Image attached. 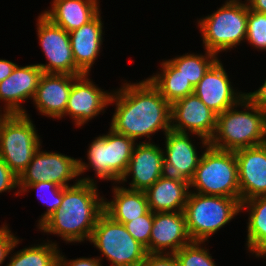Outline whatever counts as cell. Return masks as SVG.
<instances>
[{
    "label": "cell",
    "mask_w": 266,
    "mask_h": 266,
    "mask_svg": "<svg viewBox=\"0 0 266 266\" xmlns=\"http://www.w3.org/2000/svg\"><path fill=\"white\" fill-rule=\"evenodd\" d=\"M110 102L116 105L110 129L134 141L171 130V104L148 79L139 83H125L113 91Z\"/></svg>",
    "instance_id": "1"
},
{
    "label": "cell",
    "mask_w": 266,
    "mask_h": 266,
    "mask_svg": "<svg viewBox=\"0 0 266 266\" xmlns=\"http://www.w3.org/2000/svg\"><path fill=\"white\" fill-rule=\"evenodd\" d=\"M96 183L85 177L62 189L61 206L38 227L44 233L57 234L66 242L90 240L99 216L104 212V198Z\"/></svg>",
    "instance_id": "2"
},
{
    "label": "cell",
    "mask_w": 266,
    "mask_h": 266,
    "mask_svg": "<svg viewBox=\"0 0 266 266\" xmlns=\"http://www.w3.org/2000/svg\"><path fill=\"white\" fill-rule=\"evenodd\" d=\"M237 106H243L244 111L234 109ZM264 143H266V113L245 97L238 105L217 115L216 131L209 141L212 147L228 151Z\"/></svg>",
    "instance_id": "3"
},
{
    "label": "cell",
    "mask_w": 266,
    "mask_h": 266,
    "mask_svg": "<svg viewBox=\"0 0 266 266\" xmlns=\"http://www.w3.org/2000/svg\"><path fill=\"white\" fill-rule=\"evenodd\" d=\"M186 226L192 241L205 242L241 212L240 198L193 193L184 208Z\"/></svg>",
    "instance_id": "4"
},
{
    "label": "cell",
    "mask_w": 266,
    "mask_h": 266,
    "mask_svg": "<svg viewBox=\"0 0 266 266\" xmlns=\"http://www.w3.org/2000/svg\"><path fill=\"white\" fill-rule=\"evenodd\" d=\"M189 185L197 189L198 194L240 198L235 152L217 149L209 144Z\"/></svg>",
    "instance_id": "5"
},
{
    "label": "cell",
    "mask_w": 266,
    "mask_h": 266,
    "mask_svg": "<svg viewBox=\"0 0 266 266\" xmlns=\"http://www.w3.org/2000/svg\"><path fill=\"white\" fill-rule=\"evenodd\" d=\"M247 19V2L227 0L216 12L198 21L204 49L218 55L240 45L246 39Z\"/></svg>",
    "instance_id": "6"
},
{
    "label": "cell",
    "mask_w": 266,
    "mask_h": 266,
    "mask_svg": "<svg viewBox=\"0 0 266 266\" xmlns=\"http://www.w3.org/2000/svg\"><path fill=\"white\" fill-rule=\"evenodd\" d=\"M35 125L26 114H0V158L19 176L41 146Z\"/></svg>",
    "instance_id": "7"
},
{
    "label": "cell",
    "mask_w": 266,
    "mask_h": 266,
    "mask_svg": "<svg viewBox=\"0 0 266 266\" xmlns=\"http://www.w3.org/2000/svg\"><path fill=\"white\" fill-rule=\"evenodd\" d=\"M108 258L111 266H142L147 250L126 230L124 224L114 221L103 212L89 240Z\"/></svg>",
    "instance_id": "8"
},
{
    "label": "cell",
    "mask_w": 266,
    "mask_h": 266,
    "mask_svg": "<svg viewBox=\"0 0 266 266\" xmlns=\"http://www.w3.org/2000/svg\"><path fill=\"white\" fill-rule=\"evenodd\" d=\"M37 35L48 64H37L47 74L83 75L72 55L69 33L43 14L37 21Z\"/></svg>",
    "instance_id": "9"
},
{
    "label": "cell",
    "mask_w": 266,
    "mask_h": 266,
    "mask_svg": "<svg viewBox=\"0 0 266 266\" xmlns=\"http://www.w3.org/2000/svg\"><path fill=\"white\" fill-rule=\"evenodd\" d=\"M39 149L31 162L18 176L17 196L27 184L53 182L60 187H69L68 181L79 176L78 159L59 153L43 152Z\"/></svg>",
    "instance_id": "10"
},
{
    "label": "cell",
    "mask_w": 266,
    "mask_h": 266,
    "mask_svg": "<svg viewBox=\"0 0 266 266\" xmlns=\"http://www.w3.org/2000/svg\"><path fill=\"white\" fill-rule=\"evenodd\" d=\"M216 127L217 114L209 109L195 93L171 104V130L197 135L202 140L203 147L209 145Z\"/></svg>",
    "instance_id": "11"
},
{
    "label": "cell",
    "mask_w": 266,
    "mask_h": 266,
    "mask_svg": "<svg viewBox=\"0 0 266 266\" xmlns=\"http://www.w3.org/2000/svg\"><path fill=\"white\" fill-rule=\"evenodd\" d=\"M165 154L161 177L181 182H190L201 156L198 157L188 133L173 130L165 134Z\"/></svg>",
    "instance_id": "12"
},
{
    "label": "cell",
    "mask_w": 266,
    "mask_h": 266,
    "mask_svg": "<svg viewBox=\"0 0 266 266\" xmlns=\"http://www.w3.org/2000/svg\"><path fill=\"white\" fill-rule=\"evenodd\" d=\"M194 93L217 115L238 105L245 97V93H237L233 89L220 59L209 68L194 87Z\"/></svg>",
    "instance_id": "13"
},
{
    "label": "cell",
    "mask_w": 266,
    "mask_h": 266,
    "mask_svg": "<svg viewBox=\"0 0 266 266\" xmlns=\"http://www.w3.org/2000/svg\"><path fill=\"white\" fill-rule=\"evenodd\" d=\"M111 95L88 79V74L80 75L73 81L64 116L70 115L81 127L107 108Z\"/></svg>",
    "instance_id": "14"
},
{
    "label": "cell",
    "mask_w": 266,
    "mask_h": 266,
    "mask_svg": "<svg viewBox=\"0 0 266 266\" xmlns=\"http://www.w3.org/2000/svg\"><path fill=\"white\" fill-rule=\"evenodd\" d=\"M234 152L238 166L240 201L266 196V143Z\"/></svg>",
    "instance_id": "15"
},
{
    "label": "cell",
    "mask_w": 266,
    "mask_h": 266,
    "mask_svg": "<svg viewBox=\"0 0 266 266\" xmlns=\"http://www.w3.org/2000/svg\"><path fill=\"white\" fill-rule=\"evenodd\" d=\"M42 74L37 64L25 67L16 65L13 72L0 82V101H5L3 114H26L20 104L34 98Z\"/></svg>",
    "instance_id": "16"
},
{
    "label": "cell",
    "mask_w": 266,
    "mask_h": 266,
    "mask_svg": "<svg viewBox=\"0 0 266 266\" xmlns=\"http://www.w3.org/2000/svg\"><path fill=\"white\" fill-rule=\"evenodd\" d=\"M191 242L183 211L154 213L149 253L175 254ZM166 249L171 251L166 252Z\"/></svg>",
    "instance_id": "17"
},
{
    "label": "cell",
    "mask_w": 266,
    "mask_h": 266,
    "mask_svg": "<svg viewBox=\"0 0 266 266\" xmlns=\"http://www.w3.org/2000/svg\"><path fill=\"white\" fill-rule=\"evenodd\" d=\"M163 154L161 147L150 143V140L140 142L138 145L136 143L127 170L120 182H126L128 176L133 174L128 189L145 191L161 177Z\"/></svg>",
    "instance_id": "18"
},
{
    "label": "cell",
    "mask_w": 266,
    "mask_h": 266,
    "mask_svg": "<svg viewBox=\"0 0 266 266\" xmlns=\"http://www.w3.org/2000/svg\"><path fill=\"white\" fill-rule=\"evenodd\" d=\"M78 76L80 75L43 73L33 98L39 113L52 118H62L73 81Z\"/></svg>",
    "instance_id": "19"
},
{
    "label": "cell",
    "mask_w": 266,
    "mask_h": 266,
    "mask_svg": "<svg viewBox=\"0 0 266 266\" xmlns=\"http://www.w3.org/2000/svg\"><path fill=\"white\" fill-rule=\"evenodd\" d=\"M100 12L88 23L69 32L73 59L76 67L88 74L97 59L102 45L103 23Z\"/></svg>",
    "instance_id": "20"
},
{
    "label": "cell",
    "mask_w": 266,
    "mask_h": 266,
    "mask_svg": "<svg viewBox=\"0 0 266 266\" xmlns=\"http://www.w3.org/2000/svg\"><path fill=\"white\" fill-rule=\"evenodd\" d=\"M98 0H53L42 14L68 33L91 21L99 12Z\"/></svg>",
    "instance_id": "21"
},
{
    "label": "cell",
    "mask_w": 266,
    "mask_h": 266,
    "mask_svg": "<svg viewBox=\"0 0 266 266\" xmlns=\"http://www.w3.org/2000/svg\"><path fill=\"white\" fill-rule=\"evenodd\" d=\"M189 184L160 177L144 191L150 210L154 213L184 211L190 193Z\"/></svg>",
    "instance_id": "22"
},
{
    "label": "cell",
    "mask_w": 266,
    "mask_h": 266,
    "mask_svg": "<svg viewBox=\"0 0 266 266\" xmlns=\"http://www.w3.org/2000/svg\"><path fill=\"white\" fill-rule=\"evenodd\" d=\"M113 200H104V212L114 221L124 224L150 211L144 191L113 187Z\"/></svg>",
    "instance_id": "23"
},
{
    "label": "cell",
    "mask_w": 266,
    "mask_h": 266,
    "mask_svg": "<svg viewBox=\"0 0 266 266\" xmlns=\"http://www.w3.org/2000/svg\"><path fill=\"white\" fill-rule=\"evenodd\" d=\"M249 209L247 223L248 250L256 257H266V196H257L241 202V210Z\"/></svg>",
    "instance_id": "24"
},
{
    "label": "cell",
    "mask_w": 266,
    "mask_h": 266,
    "mask_svg": "<svg viewBox=\"0 0 266 266\" xmlns=\"http://www.w3.org/2000/svg\"><path fill=\"white\" fill-rule=\"evenodd\" d=\"M162 72L147 78L170 103L194 93V87L168 60L163 61Z\"/></svg>",
    "instance_id": "25"
},
{
    "label": "cell",
    "mask_w": 266,
    "mask_h": 266,
    "mask_svg": "<svg viewBox=\"0 0 266 266\" xmlns=\"http://www.w3.org/2000/svg\"><path fill=\"white\" fill-rule=\"evenodd\" d=\"M135 141L126 135L114 132L112 129L108 132V155L110 163V180L120 183V179L125 174Z\"/></svg>",
    "instance_id": "26"
},
{
    "label": "cell",
    "mask_w": 266,
    "mask_h": 266,
    "mask_svg": "<svg viewBox=\"0 0 266 266\" xmlns=\"http://www.w3.org/2000/svg\"><path fill=\"white\" fill-rule=\"evenodd\" d=\"M205 55L185 54L168 61L195 87L209 68L218 60L217 55L205 51Z\"/></svg>",
    "instance_id": "27"
},
{
    "label": "cell",
    "mask_w": 266,
    "mask_h": 266,
    "mask_svg": "<svg viewBox=\"0 0 266 266\" xmlns=\"http://www.w3.org/2000/svg\"><path fill=\"white\" fill-rule=\"evenodd\" d=\"M56 243L40 244L17 251L6 266H57L59 250Z\"/></svg>",
    "instance_id": "28"
},
{
    "label": "cell",
    "mask_w": 266,
    "mask_h": 266,
    "mask_svg": "<svg viewBox=\"0 0 266 266\" xmlns=\"http://www.w3.org/2000/svg\"><path fill=\"white\" fill-rule=\"evenodd\" d=\"M87 152L89 164L78 159L79 176L84 173V171L87 169L89 170V168L92 167L99 179L110 180L108 133L106 135L96 137L90 144Z\"/></svg>",
    "instance_id": "29"
},
{
    "label": "cell",
    "mask_w": 266,
    "mask_h": 266,
    "mask_svg": "<svg viewBox=\"0 0 266 266\" xmlns=\"http://www.w3.org/2000/svg\"><path fill=\"white\" fill-rule=\"evenodd\" d=\"M36 189L38 190V197L44 202V204L48 205V209L47 211L41 215V218L40 220L38 221V225L39 226L48 216H50L53 212H55L60 206H61V203H62V189L64 187H60L58 185H56L55 183L53 182H37V183H34V184H27L21 191H19L21 194L24 193V192H27L28 189ZM42 191V192H41ZM41 194L43 192H47L49 193L48 196H52L48 198V196H44L46 195V193L44 194Z\"/></svg>",
    "instance_id": "30"
},
{
    "label": "cell",
    "mask_w": 266,
    "mask_h": 266,
    "mask_svg": "<svg viewBox=\"0 0 266 266\" xmlns=\"http://www.w3.org/2000/svg\"><path fill=\"white\" fill-rule=\"evenodd\" d=\"M201 241H192L175 253L182 266H216L208 249L201 248Z\"/></svg>",
    "instance_id": "31"
},
{
    "label": "cell",
    "mask_w": 266,
    "mask_h": 266,
    "mask_svg": "<svg viewBox=\"0 0 266 266\" xmlns=\"http://www.w3.org/2000/svg\"><path fill=\"white\" fill-rule=\"evenodd\" d=\"M246 41L256 49L266 50V14L249 9Z\"/></svg>",
    "instance_id": "32"
},
{
    "label": "cell",
    "mask_w": 266,
    "mask_h": 266,
    "mask_svg": "<svg viewBox=\"0 0 266 266\" xmlns=\"http://www.w3.org/2000/svg\"><path fill=\"white\" fill-rule=\"evenodd\" d=\"M153 220L154 212L150 210L148 213L124 223L126 230L137 242L146 248L147 253H149V239L153 227Z\"/></svg>",
    "instance_id": "33"
},
{
    "label": "cell",
    "mask_w": 266,
    "mask_h": 266,
    "mask_svg": "<svg viewBox=\"0 0 266 266\" xmlns=\"http://www.w3.org/2000/svg\"><path fill=\"white\" fill-rule=\"evenodd\" d=\"M19 244V239L11 233L7 225L0 227V266L3 264L8 254H11L16 245Z\"/></svg>",
    "instance_id": "34"
},
{
    "label": "cell",
    "mask_w": 266,
    "mask_h": 266,
    "mask_svg": "<svg viewBox=\"0 0 266 266\" xmlns=\"http://www.w3.org/2000/svg\"><path fill=\"white\" fill-rule=\"evenodd\" d=\"M142 266H182L175 254L147 253Z\"/></svg>",
    "instance_id": "35"
},
{
    "label": "cell",
    "mask_w": 266,
    "mask_h": 266,
    "mask_svg": "<svg viewBox=\"0 0 266 266\" xmlns=\"http://www.w3.org/2000/svg\"><path fill=\"white\" fill-rule=\"evenodd\" d=\"M18 187V176L0 158V193Z\"/></svg>",
    "instance_id": "36"
},
{
    "label": "cell",
    "mask_w": 266,
    "mask_h": 266,
    "mask_svg": "<svg viewBox=\"0 0 266 266\" xmlns=\"http://www.w3.org/2000/svg\"><path fill=\"white\" fill-rule=\"evenodd\" d=\"M100 258H84L80 257L75 260H66L60 251L57 257V266H102Z\"/></svg>",
    "instance_id": "37"
},
{
    "label": "cell",
    "mask_w": 266,
    "mask_h": 266,
    "mask_svg": "<svg viewBox=\"0 0 266 266\" xmlns=\"http://www.w3.org/2000/svg\"><path fill=\"white\" fill-rule=\"evenodd\" d=\"M245 98L266 113V79L258 90L245 93Z\"/></svg>",
    "instance_id": "38"
},
{
    "label": "cell",
    "mask_w": 266,
    "mask_h": 266,
    "mask_svg": "<svg viewBox=\"0 0 266 266\" xmlns=\"http://www.w3.org/2000/svg\"><path fill=\"white\" fill-rule=\"evenodd\" d=\"M17 64L9 61L0 59V82L6 79L15 69Z\"/></svg>",
    "instance_id": "39"
},
{
    "label": "cell",
    "mask_w": 266,
    "mask_h": 266,
    "mask_svg": "<svg viewBox=\"0 0 266 266\" xmlns=\"http://www.w3.org/2000/svg\"><path fill=\"white\" fill-rule=\"evenodd\" d=\"M250 10L266 14V0H247Z\"/></svg>",
    "instance_id": "40"
}]
</instances>
